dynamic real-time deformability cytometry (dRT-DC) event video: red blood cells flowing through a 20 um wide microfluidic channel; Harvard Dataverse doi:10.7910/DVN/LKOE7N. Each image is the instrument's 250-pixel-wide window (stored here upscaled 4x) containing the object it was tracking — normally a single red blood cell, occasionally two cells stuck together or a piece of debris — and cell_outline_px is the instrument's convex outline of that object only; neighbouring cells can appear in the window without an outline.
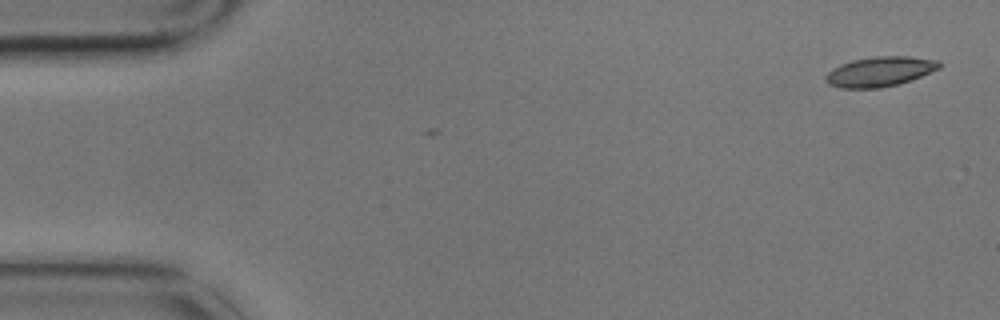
{"species": "common noctule bat (a hibernating species)", "species_latin": "Nyctalus noctula", "temperature_condition": "cold", "stored_images_in_passage": 5, "camera_frame_rate_fps": 3000, "um_per_image_px": 0.085, "animal": {"sex": "male", "body_mass_g": 17.9}, "frame": {"image": 1, "passage_image": 1, "time_ms": 0.0, "image_size_px": [1000, 320], "cell_outline_px": [[940, 68], [900, 84], [880, 88], [840, 88], [828, 84], [824, 80], [824, 76], [832, 68], [840, 64], [852, 60], [876, 56], [908, 56], [940, 60]], "centroid_in_image_um": [74.76, 6.08], "position_along_channel_um": 10.2, "area_um2": 19.88}}